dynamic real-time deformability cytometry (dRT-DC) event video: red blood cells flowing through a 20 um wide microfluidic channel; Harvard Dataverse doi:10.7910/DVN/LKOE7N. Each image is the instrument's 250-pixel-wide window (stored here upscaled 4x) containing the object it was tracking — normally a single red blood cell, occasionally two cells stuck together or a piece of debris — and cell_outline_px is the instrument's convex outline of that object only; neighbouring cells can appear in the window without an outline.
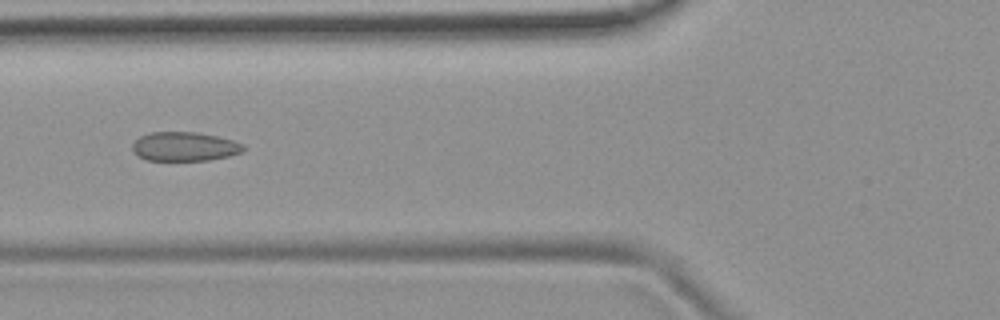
{"species": "common noctule bat (a hibernating species)", "species_latin": "Nyctalus noctula", "temperature_condition": "room temperature", "stored_images_in_passage": 6, "camera_frame_rate_fps": 3000, "um_per_image_px": 0.085, "animal": {"sex": "female", "body_mass_g": 19.9}, "frame": {"image": 1, "passage_image": 4, "time_ms": 1.0, "image_size_px": [1000, 320], "cell_outline_px": [[244, 148], [240, 152], [228, 156], [208, 160], [148, 160], [136, 156], [132, 152], [132, 144], [140, 136], [152, 132], [196, 132], [216, 136], [232, 140], [244, 144]], "centroid_in_image_um": [15.64, 12.45], "position_along_channel_um": 110.2, "area_um2": 18.73}}
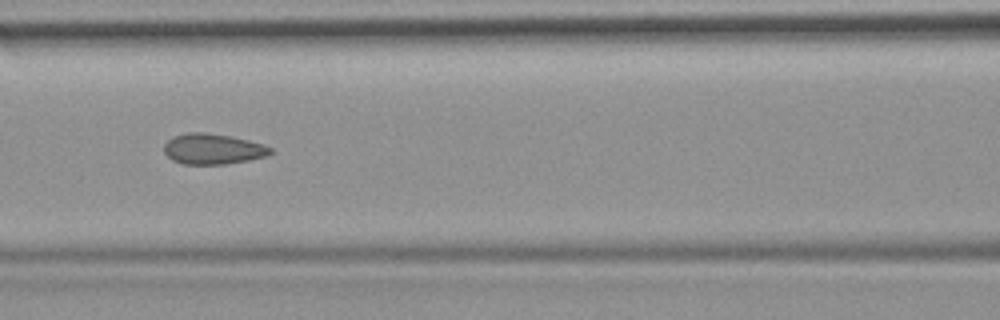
{"frame": {"image": 2, "passage_image": 5, "time_ms": 1.333, "image_size_px": [1000, 320], "cell_outline_px": [[272, 152], [268, 156], [248, 160], [224, 164], [184, 164], [172, 160], [164, 152], [164, 144], [172, 136], [188, 132], [204, 132], [228, 136], [248, 140], [264, 144], [272, 148]], "centroid_in_image_um": [18.09, 12.66], "position_along_channel_um": 148.5, "area_um2": 18.96}}
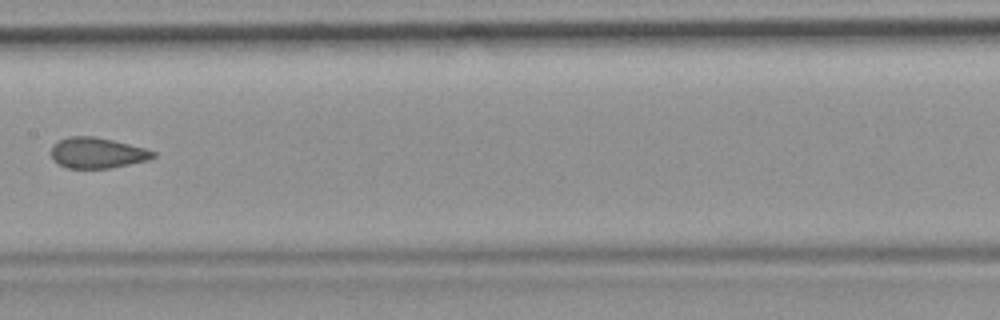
{"frame": {"image": 3, "passage_image": 6, "time_ms": 1.667, "image_size_px": [1000, 320], "cell_outline_px": [[156, 156], [148, 160], [108, 168], [68, 168], [60, 164], [52, 156], [52, 144], [68, 136], [96, 136], [144, 148], [156, 152]], "centroid_in_image_um": [8.27, 12.98], "position_along_channel_um": 199.1, "area_um2": 17.98}}